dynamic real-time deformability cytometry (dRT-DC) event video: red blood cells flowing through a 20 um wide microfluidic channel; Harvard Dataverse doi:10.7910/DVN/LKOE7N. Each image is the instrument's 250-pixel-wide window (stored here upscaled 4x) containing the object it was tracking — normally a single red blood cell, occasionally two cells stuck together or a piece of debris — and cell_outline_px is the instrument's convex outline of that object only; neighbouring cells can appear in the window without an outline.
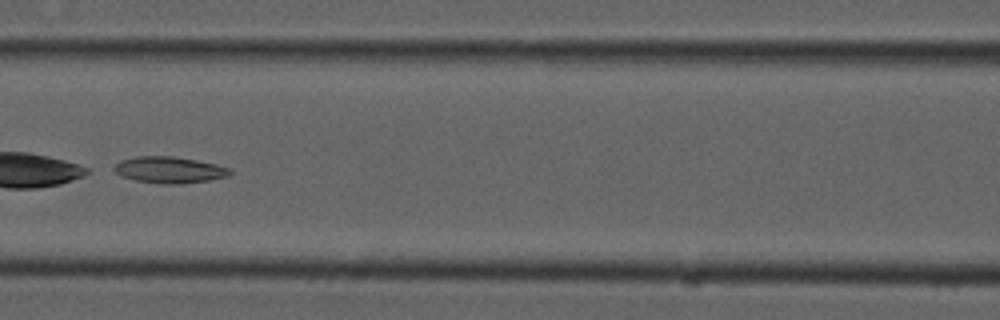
{"species": "common noctule bat (a hibernating species)", "species_latin": "Nyctalus noctula", "temperature_condition": "cold", "stored_images_in_passage": 8, "camera_frame_rate_fps": 3000, "um_per_image_px": 0.085, "animal": {"sex": "male", "forearm_length_mm": 52.5}, "frame": {"image": 1, "passage_image": 7, "time_ms": 2.0, "image_size_px": [1000, 320], "cell_outline_px": [[232, 172], [228, 176], [208, 180], [180, 184], [164, 184], [136, 180], [120, 176], [112, 168], [120, 160], [136, 156], [172, 156], [196, 160], [216, 164], [232, 168]], "centroid_in_image_um": [14.4, 14.43], "position_along_channel_um": 152.2, "area_um2": 17.86}}